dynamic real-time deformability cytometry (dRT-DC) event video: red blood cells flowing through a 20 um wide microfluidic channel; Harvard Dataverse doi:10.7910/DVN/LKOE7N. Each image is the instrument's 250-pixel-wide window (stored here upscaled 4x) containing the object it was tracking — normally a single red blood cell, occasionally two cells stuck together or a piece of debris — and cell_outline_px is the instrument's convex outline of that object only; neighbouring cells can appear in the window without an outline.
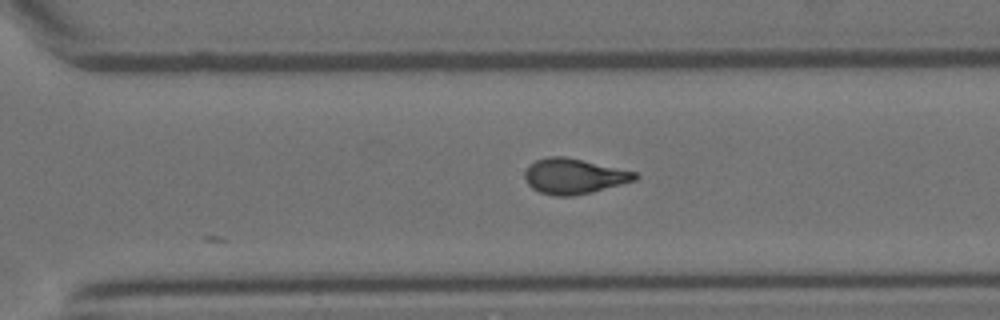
{"species": "Egyptian fruit bat (a non-hibernating species)", "species_latin": "Rousettus aegyptiacus", "temperature_condition": "room temperature", "stored_images_in_passage": 32, "camera_frame_rate_fps": 3000, "um_per_image_px": 0.085, "animal": {"sex": "female"}, "frame": {"image": 1, "passage_image": 32, "time_ms": 10.333, "image_size_px": [1000, 320], "cell_outline_px": [[640, 176], [636, 180], [592, 192], [572, 196], [552, 196], [540, 192], [532, 188], [528, 184], [524, 176], [524, 172], [528, 164], [536, 160], [548, 156], [564, 156], [636, 172]], "centroid_in_image_um": [48.75, 14.98], "position_along_channel_um": 321.8, "area_um2": 22.72}}